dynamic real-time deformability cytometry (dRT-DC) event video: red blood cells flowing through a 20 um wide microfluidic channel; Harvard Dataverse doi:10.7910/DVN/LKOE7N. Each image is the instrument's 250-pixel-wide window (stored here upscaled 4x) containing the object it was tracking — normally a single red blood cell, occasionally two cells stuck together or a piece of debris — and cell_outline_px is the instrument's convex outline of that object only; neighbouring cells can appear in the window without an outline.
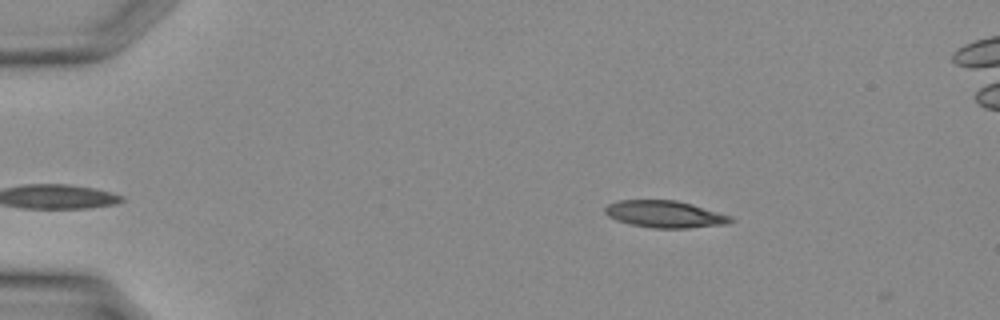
{"species": "Egyptian fruit bat (a non-hibernating species)", "species_latin": "Rousettus aegyptiacus", "temperature_condition": "warm", "stored_images_in_passage": 4, "camera_frame_rate_fps": 3000, "um_per_image_px": 0.085, "animal": {"sex": "female"}, "frame": {"image": 1, "passage_image": 1, "time_ms": 0.0, "image_size_px": [1000, 320], "cell_outline_px": [[736, 220], [728, 224], [688, 228], [652, 228], [632, 224], [616, 220], [608, 216], [604, 212], [604, 208], [608, 204], [620, 200], [676, 200], [692, 204], [732, 216]], "centroid_in_image_um": [56.54, 18.21], "position_along_channel_um": 28.5, "area_um2": 19.83}}